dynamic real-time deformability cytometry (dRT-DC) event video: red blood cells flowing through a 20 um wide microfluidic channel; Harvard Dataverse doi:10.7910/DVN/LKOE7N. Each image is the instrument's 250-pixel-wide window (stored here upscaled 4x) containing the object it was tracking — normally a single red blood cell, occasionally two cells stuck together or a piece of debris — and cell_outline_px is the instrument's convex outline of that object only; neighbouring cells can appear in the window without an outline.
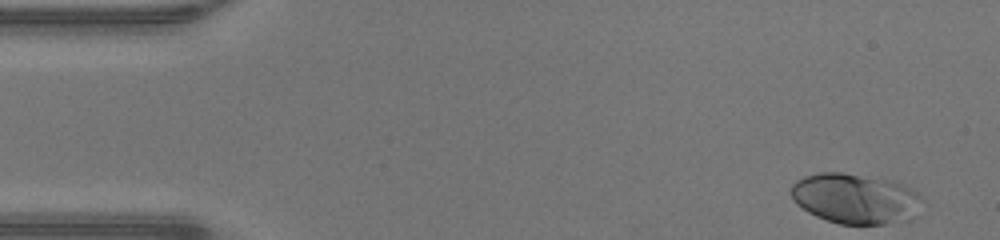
{"species": "human", "species_latin": "Homo sapiens", "temperature_condition": "warm", "stored_images_in_passage": 46, "camera_frame_rate_fps": 3000, "um_per_image_px": 0.085, "donor": {"sex": "male"}, "frame": {"image": 1, "passage_image": 1, "time_ms": 0.0, "image_size_px": [1000, 240], "cell_outline_px": [[920, 196], [912, 220], [884, 224], [840, 224], [816, 216], [808, 212], [796, 204], [792, 200], [788, 192], [792, 184], [796, 180], [804, 176], [820, 172], [840, 172], [896, 180], [904, 184], [916, 192]], "centroid_in_image_um": [72.64, 16.86], "position_along_channel_um": 12.4, "area_um2": 38.61}}
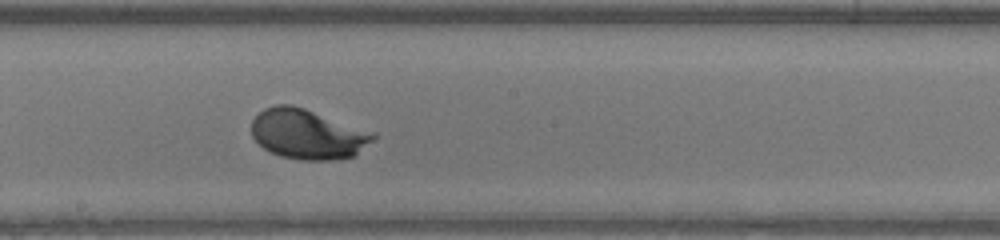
{"frame": {"image": 2, "passage_image": 24, "time_ms": 7.667, "image_size_px": [1000, 240], "cell_outline_px": [[376, 136], [356, 156], [336, 160], [300, 160], [280, 156], [268, 152], [252, 136], [252, 120], [264, 108], [276, 104], [292, 104], [376, 132]], "centroid_in_image_um": [26.17, 11.41], "position_along_channel_um": 222.0, "area_um2": 35.66}}
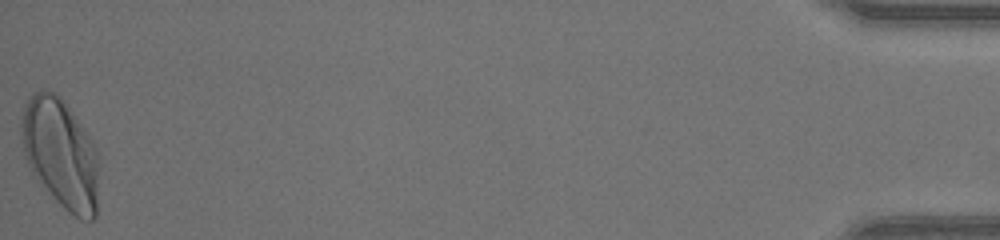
{"frame": {"image": 3, "passage_image": 46, "time_ms": 15.0, "image_size_px": [1000, 240], "cell_outline_px": [[96, 216], [92, 220], [80, 220], [68, 212], [40, 184], [32, 172], [24, 156], [20, 132], [20, 124], [24, 104], [36, 92], [56, 92], [60, 96], [88, 136], [96, 152]], "centroid_in_image_um": [5.1, 13.07], "position_along_channel_um": 430.1, "area_um2": 48.49}, "authors_computed_cell_mechanics": {"area_um2": 34.969, "velocity_mm_per_s": 4.3107, "shape_relaxation_time_tau1_ms": 2.4481, "shape_relaxation_time_tau2_ms": null, "deformation_change_tau1": 0.1645, "deformation_change_tau2": null}}